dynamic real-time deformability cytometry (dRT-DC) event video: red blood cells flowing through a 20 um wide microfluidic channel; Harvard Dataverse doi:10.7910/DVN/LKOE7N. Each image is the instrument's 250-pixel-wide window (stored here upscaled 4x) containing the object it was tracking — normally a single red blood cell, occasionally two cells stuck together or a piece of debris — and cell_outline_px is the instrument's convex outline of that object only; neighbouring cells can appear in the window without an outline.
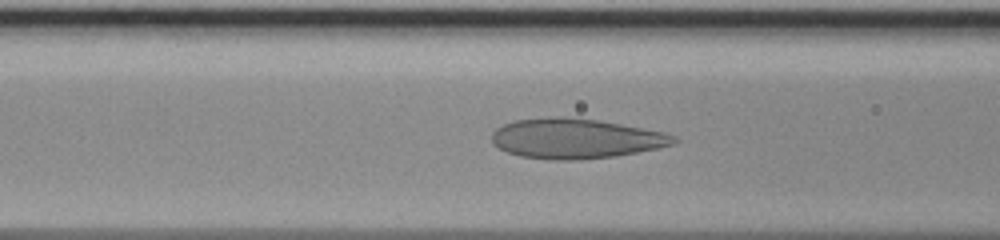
{"species": "human", "species_latin": "Homo sapiens", "temperature_condition": "room temperature", "stored_images_in_passage": 46, "camera_frame_rate_fps": 3000, "um_per_image_px": 0.085, "donor": {"sex": "male"}, "frame": {"image": 1, "passage_image": 18, "time_ms": 5.667, "image_size_px": [1000, 240], "cell_outline_px": [[680, 140], [676, 144], [616, 156], [576, 160], [552, 160], [520, 156], [508, 152], [500, 148], [492, 140], [492, 132], [496, 128], [512, 120], [552, 116], [556, 116], [596, 120], [620, 124], [664, 132], [676, 136]], "centroid_in_image_um": [48.94, 11.77], "position_along_channel_um": 117.7, "area_um2": 42.31}}
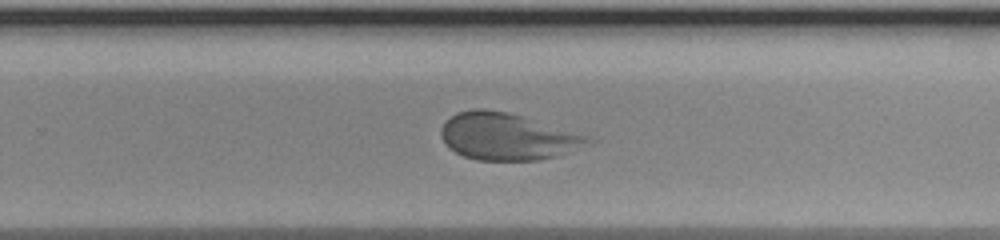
{"frame": {"image": 2, "passage_image": 30, "time_ms": 9.667, "image_size_px": [1000, 240], "cell_outline_px": [[600, 140], [556, 156], [540, 160], [476, 160], [464, 156], [448, 148], [440, 132], [444, 124], [456, 112], [472, 108], [484, 108], [508, 112], [588, 136]], "centroid_in_image_um": [43.12, 11.61], "position_along_channel_um": 286.7, "area_um2": 39.94}}
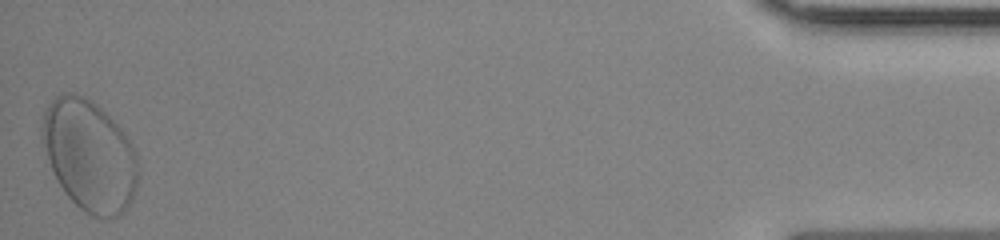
{"frame": {"image": 3, "passage_image": 46, "time_ms": 15.0, "image_size_px": [1000, 240], "cell_outline_px": [[136, 188], [132, 200], [124, 212], [116, 216], [92, 216], [84, 212], [64, 192], [56, 180], [52, 172], [40, 140], [40, 128], [44, 112], [48, 104], [56, 96], [64, 92], [72, 92], [84, 96], [92, 100], [120, 128], [136, 152]], "centroid_in_image_um": [7.54, 13.19], "position_along_channel_um": 427.7, "area_um2": 62.08}}